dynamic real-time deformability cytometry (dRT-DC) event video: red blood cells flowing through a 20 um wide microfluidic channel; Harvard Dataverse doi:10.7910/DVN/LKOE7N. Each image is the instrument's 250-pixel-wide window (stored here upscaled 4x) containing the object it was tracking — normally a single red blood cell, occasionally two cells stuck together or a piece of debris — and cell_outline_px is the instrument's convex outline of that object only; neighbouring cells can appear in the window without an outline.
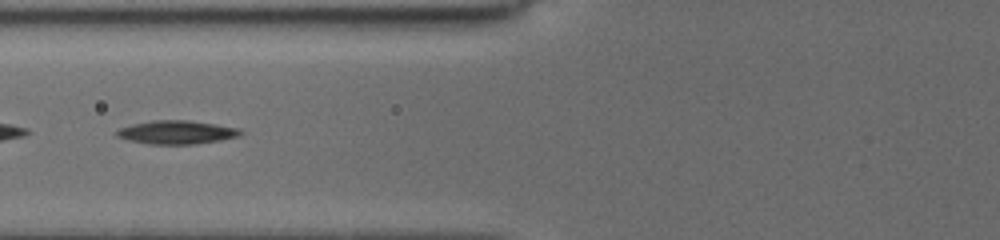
{"species": "common noctule bat (a hibernating species)", "species_latin": "Nyctalus noctula", "temperature_condition": "cold", "stored_images_in_passage": 39, "camera_frame_rate_fps": 3000, "um_per_image_px": 0.085, "animal": {"sex": "female", "body_mass_g": 19.5, "forearm_length_mm": 54.1}, "frame": {"image": 1, "passage_image": 8, "time_ms": 2.0, "image_size_px": [1000, 240], "cell_outline_px": [[244, 132], [240, 136], [220, 140], [192, 144], [148, 144], [128, 140], [116, 136], [116, 132], [120, 128], [132, 124], [152, 120], [188, 120], [240, 128]], "centroid_in_image_um": [15.02, 11.24], "position_along_channel_um": 110.8, "area_um2": 16.94}}
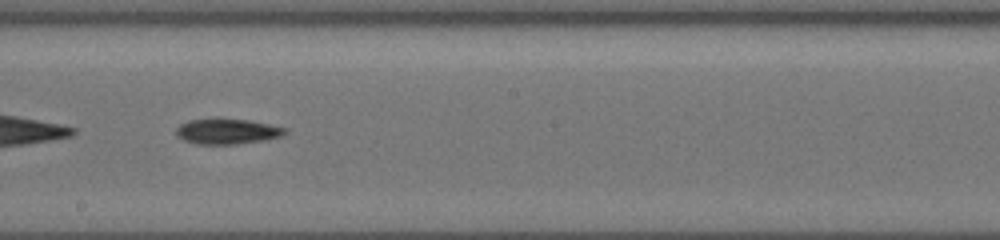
{"frame": {"image": 2, "passage_image": 19, "time_ms": 5.0, "image_size_px": [1000, 240], "cell_outline_px": [[288, 132], [280, 136], [264, 140], [236, 144], [196, 144], [184, 140], [176, 136], [176, 128], [180, 124], [188, 120], [216, 116], [248, 120], [288, 128]], "centroid_in_image_um": [19.27, 11.13], "position_along_channel_um": 228.9, "area_um2": 16.65}}
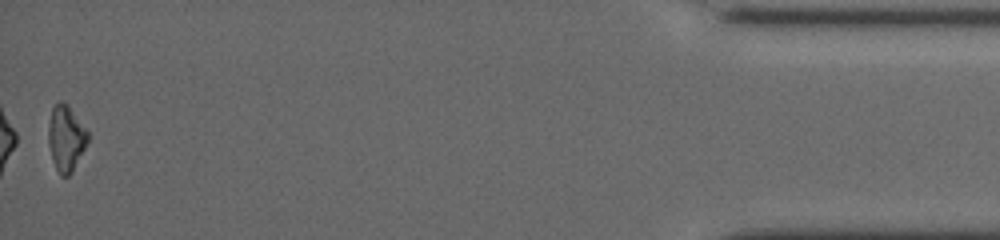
{"frame": {"image": 3, "passage_image": 39, "time_ms": 12.0, "image_size_px": [1000, 240], "cell_outline_px": [[88, 140], [72, 172], [68, 176], [60, 176], [56, 168], [52, 156], [48, 140], [48, 128], [52, 108], [60, 100], [64, 100], [68, 104], [88, 132]], "centroid_in_image_um": [5.6, 11.72], "position_along_channel_um": 429.6, "area_um2": 14.85}, "authors_computed_cell_mechanics": {"area_um2": 15.895, "velocity_mm_per_s": 3.9314, "shape_relaxation_time_tau1_ms": 3.8151, "shape_relaxation_time_tau2_ms": null, "deformation_change_tau1": 0.1126, "deformation_change_tau2": null}}